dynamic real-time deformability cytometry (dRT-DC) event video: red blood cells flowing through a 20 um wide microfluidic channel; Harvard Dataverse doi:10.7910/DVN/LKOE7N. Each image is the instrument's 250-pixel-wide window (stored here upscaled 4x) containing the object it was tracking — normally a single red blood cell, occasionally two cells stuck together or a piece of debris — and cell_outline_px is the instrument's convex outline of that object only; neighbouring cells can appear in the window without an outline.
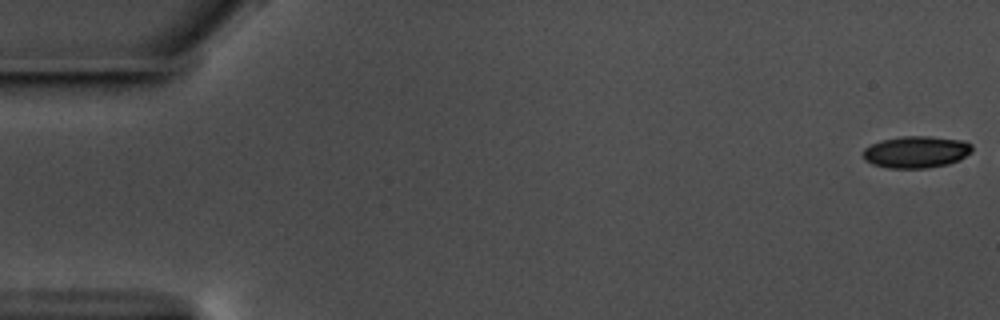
{"species": "common noctule bat (a hibernating species)", "species_latin": "Nyctalus noctula", "temperature_condition": "warm", "stored_images_in_passage": 8, "camera_frame_rate_fps": 3000, "um_per_image_px": 0.085, "animal": {"sex": "male", "body_mass_g": 17.5, "forearm_length_mm": 52.3}, "frame": {"image": 1, "passage_image": 1, "time_ms": 0.0, "image_size_px": [1000, 320], "cell_outline_px": [[972, 152], [960, 160], [948, 164], [928, 168], [888, 168], [872, 164], [864, 160], [864, 148], [880, 140], [900, 136], [928, 136], [964, 140], [972, 144]], "centroid_in_image_um": [77.9, 12.91], "position_along_channel_um": 7.1, "area_um2": 20.46}}